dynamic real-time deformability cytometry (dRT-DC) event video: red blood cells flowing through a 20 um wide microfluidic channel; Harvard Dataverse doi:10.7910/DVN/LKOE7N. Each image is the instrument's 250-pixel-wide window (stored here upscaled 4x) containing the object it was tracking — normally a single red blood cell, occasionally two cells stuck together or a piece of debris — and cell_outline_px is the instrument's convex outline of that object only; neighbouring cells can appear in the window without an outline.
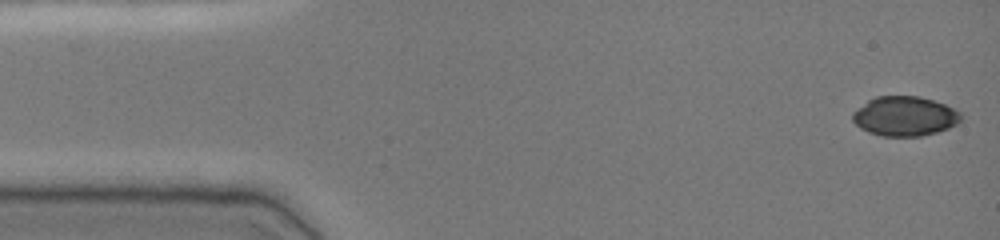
{"species": "common noctule bat (a hibernating species)", "species_latin": "Nyctalus noctula", "temperature_condition": "cold", "stored_images_in_passage": 48, "camera_frame_rate_fps": 3000, "um_per_image_px": 0.085, "animal": {"sex": "female", "body_mass_g": 19.0, "forearm_length_mm": 51.5}, "frame": {"image": 1, "passage_image": 1, "time_ms": 0.0, "image_size_px": [1000, 240], "cell_outline_px": [[960, 120], [956, 124], [948, 128], [936, 132], [920, 136], [884, 136], [868, 132], [860, 128], [852, 120], [852, 112], [868, 100], [876, 96], [920, 96], [944, 104], [960, 112]], "centroid_in_image_um": [76.87, 9.87], "position_along_channel_um": 8.1, "area_um2": 24.85}}
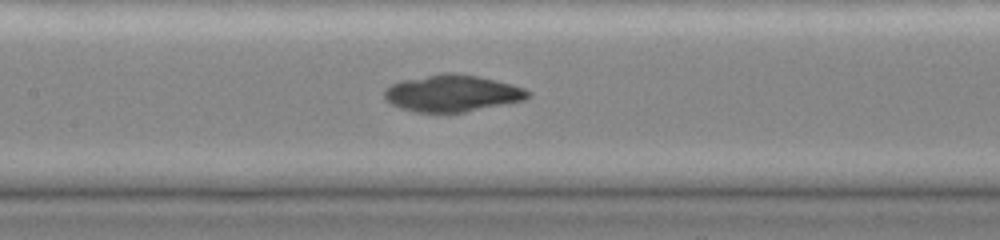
{"frame": {"image": 2, "passage_image": 22, "time_ms": 7.0, "image_size_px": [1000, 240], "cell_outline_px": [[532, 92], [524, 100], [464, 112], [416, 112], [400, 108], [384, 100], [384, 88], [400, 80], [440, 72], [452, 72], [480, 76], [512, 84], [524, 88]], "centroid_in_image_um": [38.4, 7.91], "position_along_channel_um": 169.0, "area_um2": 31.04}}
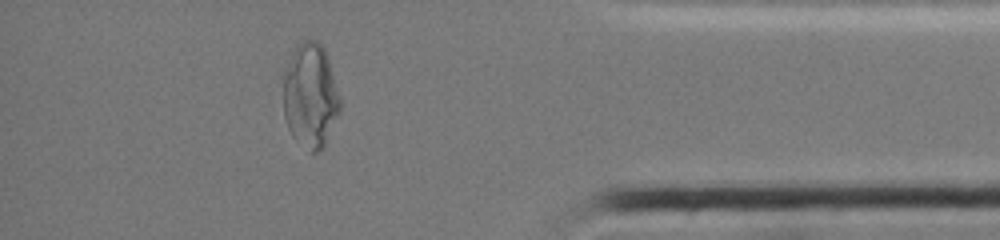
{"frame": {"image": 3, "passage_image": 42, "time_ms": 13.667, "image_size_px": [1000, 240], "cell_outline_px": [[340, 112], [324, 148], [316, 152], [312, 152], [296, 140], [292, 136], [288, 128], [284, 116], [280, 76], [292, 52], [300, 40], [316, 40], [324, 48], [328, 56], [340, 100]], "centroid_in_image_um": [26.34, 8.1], "position_along_channel_um": 408.9, "area_um2": 35.43}}